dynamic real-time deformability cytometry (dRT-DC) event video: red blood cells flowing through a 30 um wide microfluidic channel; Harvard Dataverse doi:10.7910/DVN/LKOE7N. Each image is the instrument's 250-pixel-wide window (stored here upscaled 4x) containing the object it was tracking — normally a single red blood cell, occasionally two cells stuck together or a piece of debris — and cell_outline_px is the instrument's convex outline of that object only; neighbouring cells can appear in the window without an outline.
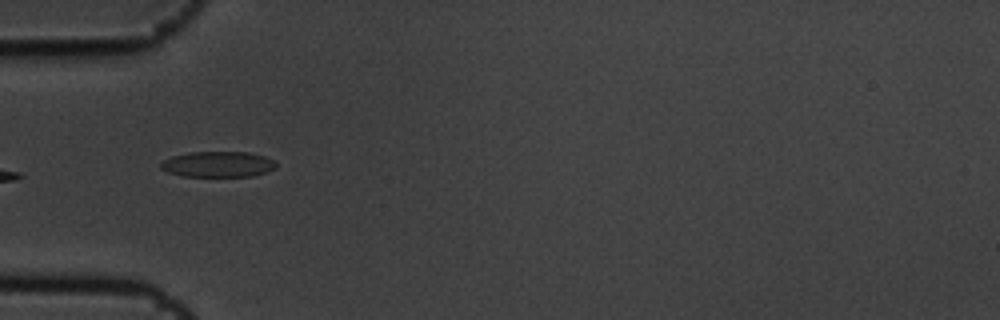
{"species": "common noctule bat (a hibernating species)", "species_latin": "Nyctalus noctula", "temperature_condition": "cold", "stored_images_in_passage": 14, "camera_frame_rate_fps": 3000, "um_per_image_px": 0.085, "animal": {"sex": "male", "body_mass_g": 19.5, "forearm_length_mm": 54.6}, "frame": {"image": 1, "passage_image": 4, "time_ms": 1.0, "image_size_px": [1000, 320], "cell_outline_px": [[276, 168], [252, 176], [184, 176], [168, 172], [160, 168], [160, 164], [164, 160], [172, 156], [188, 152], [248, 152], [264, 156], [272, 160], [276, 164]], "centroid_in_image_um": [18.5, 13.96], "position_along_channel_um": 66.5, "area_um2": 17.11}}
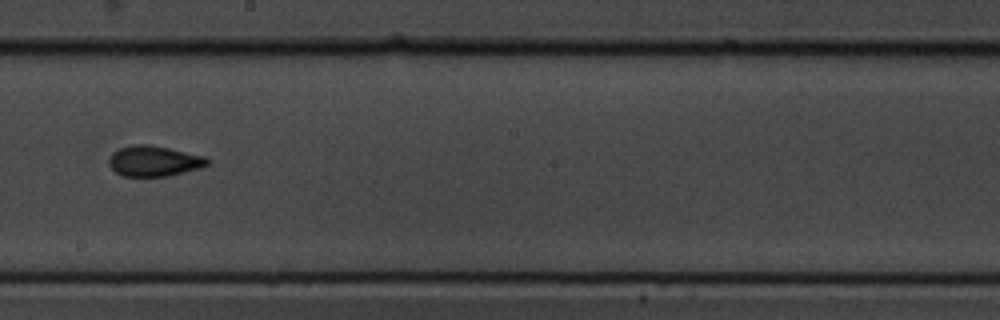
{"frame": {"image": 2, "passage_image": 8, "time_ms": 2.333, "image_size_px": [1000, 320], "cell_outline_px": [[208, 164], [200, 168], [168, 176], [124, 176], [116, 172], [108, 164], [108, 160], [112, 152], [120, 148], [132, 144], [148, 144], [168, 148], [204, 156], [208, 160]], "centroid_in_image_um": [13.05, 13.68], "position_along_channel_um": 235.1, "area_um2": 17.4}}
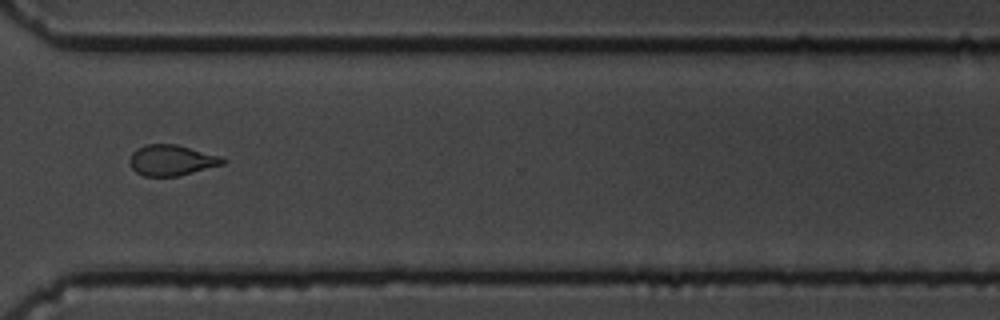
{"frame": {"image": 3, "passage_image": 11, "time_ms": 3.333, "image_size_px": [1000, 320], "cell_outline_px": [[228, 160], [224, 164], [176, 176], [144, 176], [136, 172], [132, 168], [128, 160], [132, 152], [136, 148], [144, 144], [176, 144], [220, 156]], "centroid_in_image_um": [14.55, 13.61], "position_along_channel_um": 356.0, "area_um2": 16.65}}